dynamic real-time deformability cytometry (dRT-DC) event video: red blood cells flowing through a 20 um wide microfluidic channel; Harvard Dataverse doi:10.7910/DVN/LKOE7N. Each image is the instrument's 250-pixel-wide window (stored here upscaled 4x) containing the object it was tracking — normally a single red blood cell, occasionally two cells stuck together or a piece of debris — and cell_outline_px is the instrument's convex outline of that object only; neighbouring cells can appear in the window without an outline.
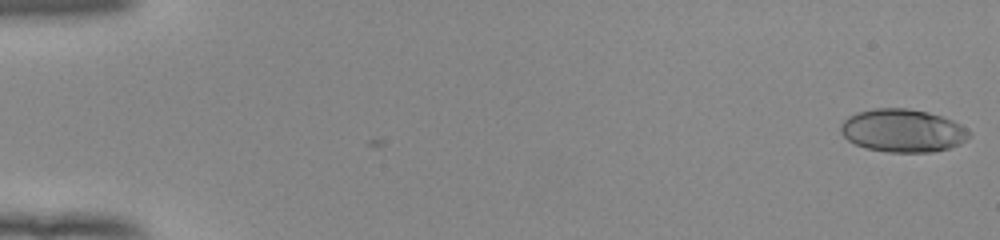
{"species": "human", "species_latin": "Homo sapiens", "temperature_condition": "room temperature", "stored_images_in_passage": 51, "camera_frame_rate_fps": 3000, "um_per_image_px": 0.085, "donor": {"sex": "female"}, "frame": {"image": 1, "passage_image": 1, "time_ms": 0.0, "image_size_px": [1000, 240], "cell_outline_px": [[972, 136], [968, 140], [960, 144], [948, 148], [932, 152], [888, 152], [864, 148], [848, 140], [840, 132], [840, 124], [848, 116], [856, 112], [872, 108], [908, 108], [928, 112], [952, 120], [960, 124], [972, 132]], "centroid_in_image_um": [76.74, 11.1], "position_along_channel_um": 8.3, "area_um2": 32.54}}
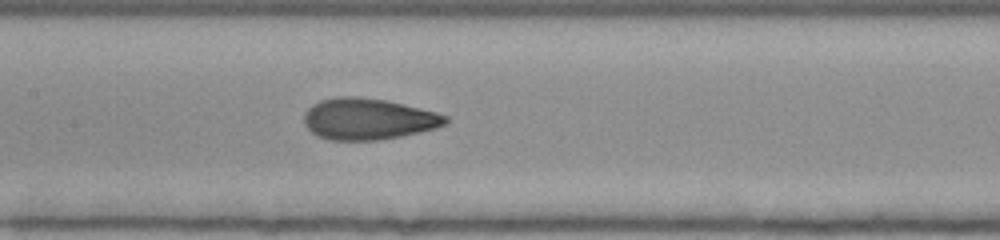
{"frame": {"image": 2, "passage_image": 27, "time_ms": 8.667, "image_size_px": [1000, 240], "cell_outline_px": [[448, 124], [436, 128], [400, 136], [376, 140], [328, 140], [316, 136], [304, 124], [304, 112], [312, 104], [320, 100], [336, 96], [356, 96], [388, 100], [436, 112], [448, 116]], "centroid_in_image_um": [31.27, 10.1], "position_along_channel_um": 176.1, "area_um2": 34.33}}
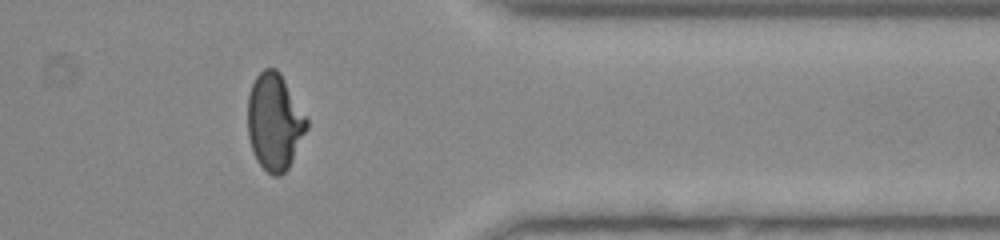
{"frame": {"image": 3, "passage_image": 44, "time_ms": 14.333, "image_size_px": [1000, 240], "cell_outline_px": [[308, 128], [288, 168], [280, 176], [272, 176], [256, 160], [252, 152], [248, 136], [248, 96], [252, 84], [256, 76], [264, 68], [276, 68], [280, 72], [308, 120]], "centroid_in_image_um": [23.32, 10.36], "position_along_channel_um": 388.1, "area_um2": 33.18}}